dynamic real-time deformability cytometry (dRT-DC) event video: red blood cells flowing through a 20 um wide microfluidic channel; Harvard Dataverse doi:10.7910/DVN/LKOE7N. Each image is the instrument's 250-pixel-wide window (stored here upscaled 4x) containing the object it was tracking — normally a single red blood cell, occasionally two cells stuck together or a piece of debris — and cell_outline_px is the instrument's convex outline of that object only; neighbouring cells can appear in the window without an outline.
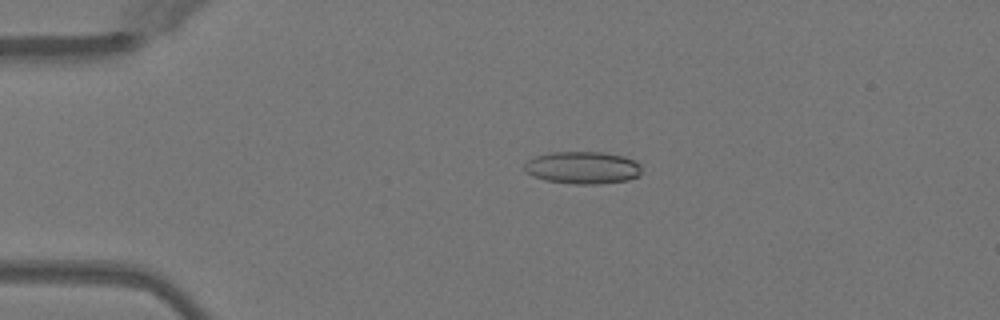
{"species": "Egyptian fruit bat (a non-hibernating species)", "species_latin": "Rousettus aegyptiacus", "temperature_condition": "warm", "stored_images_in_passage": 42, "camera_frame_rate_fps": 3000, "um_per_image_px": 0.085, "animal": {"sex": "female"}, "frame": {"image": 1, "passage_image": 3, "time_ms": 0.667, "image_size_px": [1000, 320], "cell_outline_px": [[640, 176], [628, 180], [596, 184], [572, 184], [544, 180], [532, 176], [524, 172], [524, 164], [528, 160], [536, 156], [548, 152], [600, 152], [624, 156], [636, 160], [640, 164]], "centroid_in_image_um": [49.51, 14.25], "position_along_channel_um": 35.5, "area_um2": 22.37}}
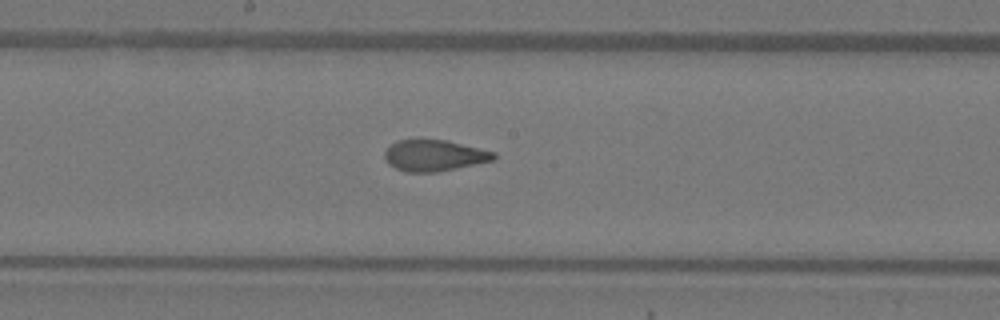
{"frame": {"image": 2, "passage_image": 19, "time_ms": 6.0, "image_size_px": [1000, 320], "cell_outline_px": [[496, 160], [436, 172], [404, 172], [388, 164], [384, 156], [384, 152], [396, 140], [444, 140], [496, 152]], "centroid_in_image_um": [36.91, 13.23], "position_along_channel_um": 211.3, "area_um2": 19.71}}
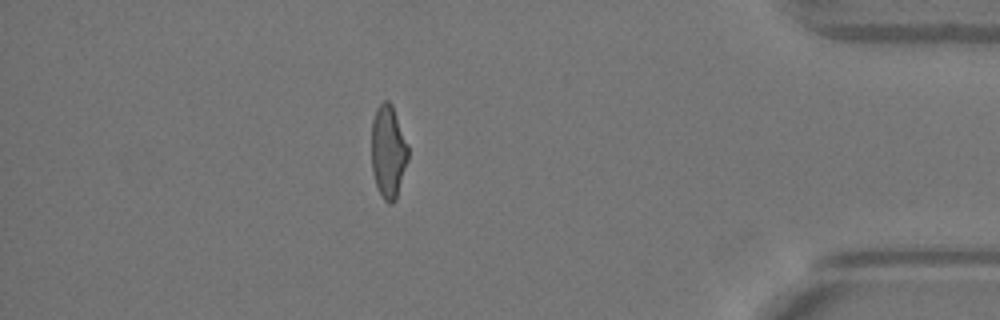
{"frame": {"image": 3, "passage_image": 36, "time_ms": 11.667, "image_size_px": [1000, 320], "cell_outline_px": [[408, 160], [396, 200], [392, 204], [388, 204], [384, 200], [376, 188], [372, 172], [372, 120], [376, 108], [384, 100], [388, 100], [392, 104], [408, 144]], "centroid_in_image_um": [33.0, 12.91], "position_along_channel_um": 402.2, "area_um2": 20.11}, "authors_computed_cell_mechanics": {"area_um2": 20.6635, "velocity_mm_per_s": 4.0877, "shape_relaxation_time_tau1_ms": null, "shape_relaxation_time_tau2_ms": 1.1842, "deformation_change_tau1": null, "deformation_change_tau2": 0.0935}}